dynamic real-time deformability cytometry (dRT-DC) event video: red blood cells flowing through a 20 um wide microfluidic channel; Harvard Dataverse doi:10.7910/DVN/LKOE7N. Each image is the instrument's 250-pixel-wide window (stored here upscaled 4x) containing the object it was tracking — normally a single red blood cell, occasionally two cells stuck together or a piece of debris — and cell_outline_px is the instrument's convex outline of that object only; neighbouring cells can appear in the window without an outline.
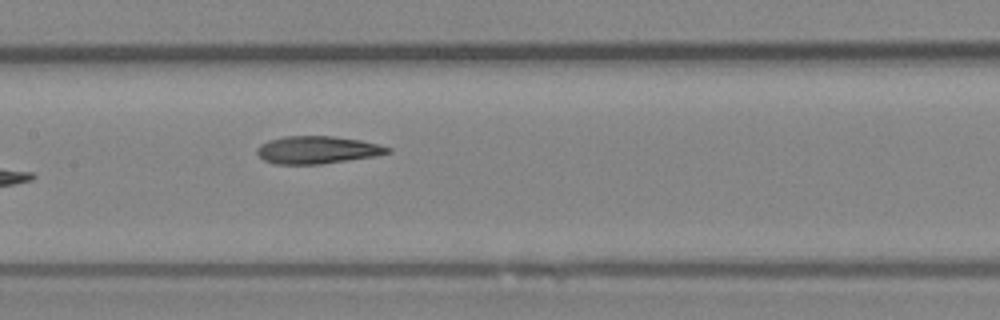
{"species": "Egyptian fruit bat (a non-hibernating species)", "species_latin": "Rousettus aegyptiacus", "temperature_condition": "room temperature", "stored_images_in_passage": 7, "camera_frame_rate_fps": 3000, "um_per_image_px": 0.085, "animal": {"sex": "female"}, "frame": {"image": 1, "passage_image": 7, "time_ms": 2.0, "image_size_px": [1000, 320], "cell_outline_px": [[392, 152], [376, 156], [320, 164], [276, 164], [264, 160], [256, 152], [256, 148], [260, 144], [268, 140], [284, 136], [332, 136], [360, 140], [392, 148]], "centroid_in_image_um": [26.95, 12.74], "position_along_channel_um": 180.4, "area_um2": 20.98}}